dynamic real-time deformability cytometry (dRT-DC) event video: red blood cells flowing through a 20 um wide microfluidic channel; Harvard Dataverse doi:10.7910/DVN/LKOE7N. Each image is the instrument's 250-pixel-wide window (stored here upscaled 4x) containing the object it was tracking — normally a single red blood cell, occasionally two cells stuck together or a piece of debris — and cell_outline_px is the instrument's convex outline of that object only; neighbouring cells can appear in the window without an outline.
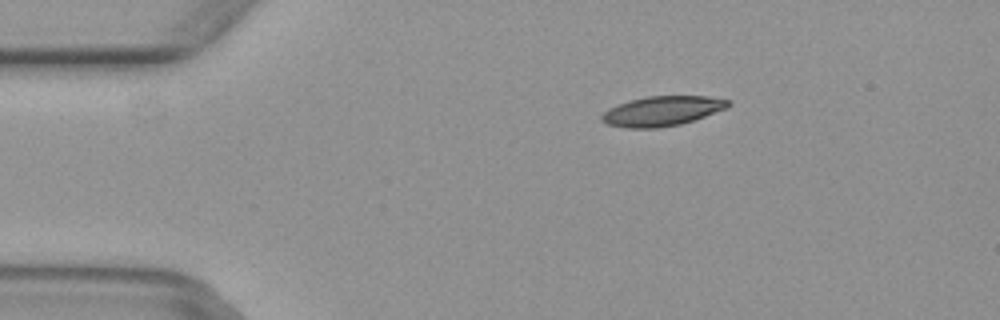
{"species": "common noctule bat (a hibernating species)", "species_latin": "Nyctalus noctula", "temperature_condition": "warm", "stored_images_in_passage": 3, "camera_frame_rate_fps": 3000, "um_per_image_px": 0.085, "animal": {"sex": "female", "body_mass_g": 29.2, "forearm_length_mm": 56.3}, "frame": {"image": 1, "passage_image": 2, "time_ms": 0.333, "image_size_px": [1000, 320], "cell_outline_px": [[732, 104], [728, 108], [680, 124], [656, 128], [624, 128], [608, 124], [600, 120], [600, 116], [608, 108], [628, 100], [648, 96], [708, 96], [728, 100]], "centroid_in_image_um": [56.25, 9.43], "position_along_channel_um": 28.7, "area_um2": 21.96}}